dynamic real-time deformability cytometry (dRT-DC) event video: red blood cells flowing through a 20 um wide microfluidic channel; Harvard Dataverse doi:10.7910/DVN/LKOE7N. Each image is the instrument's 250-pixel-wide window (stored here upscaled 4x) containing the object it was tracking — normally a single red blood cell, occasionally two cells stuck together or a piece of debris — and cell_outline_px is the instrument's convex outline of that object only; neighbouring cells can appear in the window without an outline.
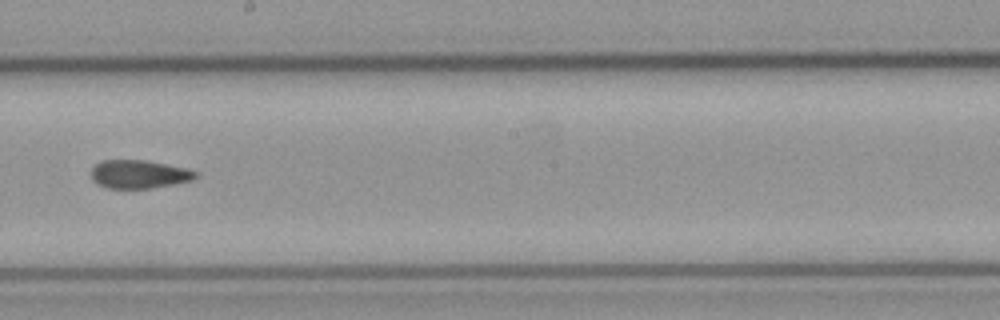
{"species": "common noctule bat (a hibernating species)", "species_latin": "Nyctalus noctula", "temperature_condition": "cold", "stored_images_in_passage": 8, "camera_frame_rate_fps": 3000, "um_per_image_px": 0.085, "animal": {"sex": "male", "body_mass_g": 23.1, "forearm_length_mm": 52.7}, "frame": {"image": 1, "passage_image": 8, "time_ms": 9.0, "image_size_px": [1000, 320], "cell_outline_px": [[196, 176], [192, 180], [176, 184], [152, 188], [108, 188], [96, 184], [92, 180], [92, 168], [100, 160], [144, 160], [184, 168], [196, 172]], "centroid_in_image_um": [11.77, 14.81], "position_along_channel_um": 236.4, "area_um2": 17.11}}